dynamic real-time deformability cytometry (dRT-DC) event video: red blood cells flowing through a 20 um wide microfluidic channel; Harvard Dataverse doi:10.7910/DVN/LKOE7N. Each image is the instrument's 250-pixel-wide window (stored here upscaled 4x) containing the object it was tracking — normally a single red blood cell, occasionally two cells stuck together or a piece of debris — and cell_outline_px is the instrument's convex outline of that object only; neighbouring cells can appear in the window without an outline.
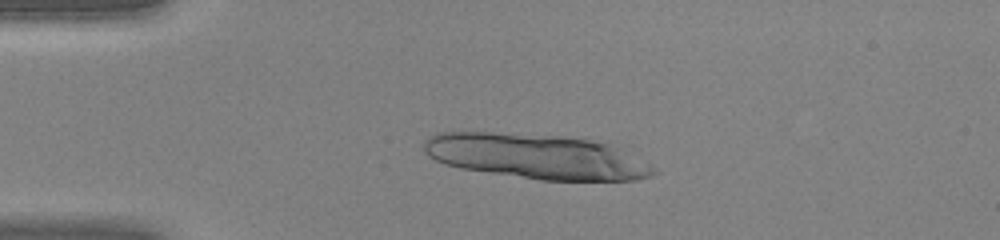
{"species": "human", "species_latin": "Homo sapiens", "temperature_condition": "warm", "stored_images_in_passage": 33, "camera_frame_rate_fps": 3000, "um_per_image_px": 0.085, "donor": {"sex": "female"}, "frame": {"image": 1, "passage_image": 10, "time_ms": 3.0, "image_size_px": [1000, 240], "cell_outline_px": [[660, 172], [652, 176], [636, 180], [540, 180], [460, 168], [444, 164], [428, 156], [424, 152], [424, 140], [428, 136], [436, 132], [492, 132], [588, 136], [608, 140], [616, 144], [652, 164]], "centroid_in_image_um": [45.73, 13.26], "position_along_channel_um": 39.3, "area_um2": 62.19}}
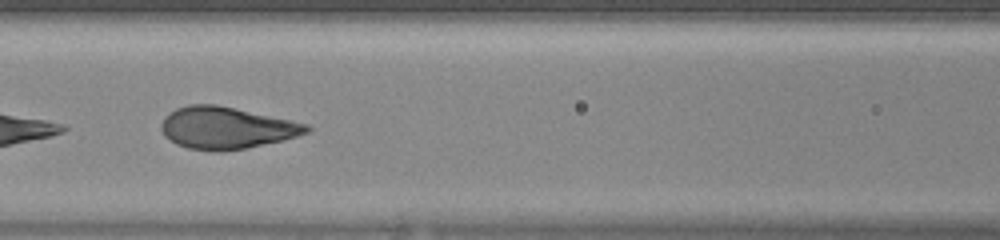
{"frame": {"image": 2, "passage_image": 20, "time_ms": 6.333, "image_size_px": [1000, 240], "cell_outline_px": [[312, 128], [308, 132], [296, 136], [280, 140], [244, 148], [220, 152], [216, 152], [188, 148], [176, 144], [164, 136], [160, 128], [160, 124], [164, 116], [176, 108], [188, 104], [216, 104], [308, 124]], "centroid_in_image_um": [19.17, 10.87], "position_along_channel_um": 147.4, "area_um2": 35.32}}